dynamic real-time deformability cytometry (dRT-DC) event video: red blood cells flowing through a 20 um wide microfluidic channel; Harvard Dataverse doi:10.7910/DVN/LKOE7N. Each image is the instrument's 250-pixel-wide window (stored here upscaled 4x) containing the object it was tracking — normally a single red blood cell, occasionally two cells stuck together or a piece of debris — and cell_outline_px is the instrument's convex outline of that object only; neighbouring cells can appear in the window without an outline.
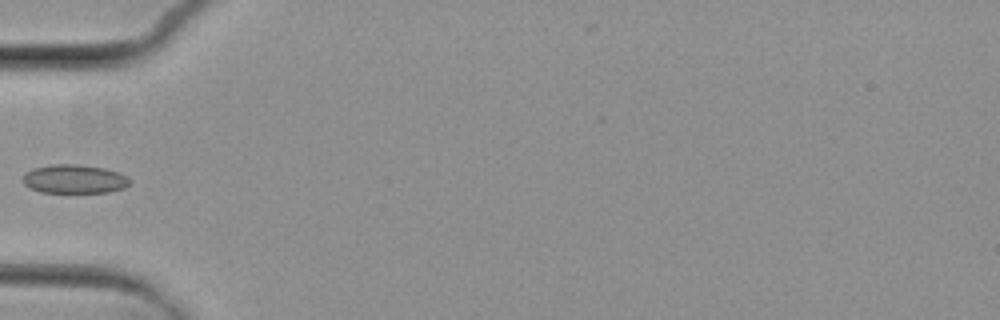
{"species": "common noctule bat (a hibernating species)", "species_latin": "Nyctalus noctula", "temperature_condition": "cold", "stored_images_in_passage": 5, "camera_frame_rate_fps": 3000, "um_per_image_px": 0.085, "animal": {"sex": "female", "body_mass_g": 29.2, "forearm_length_mm": 56.3}, "frame": {"image": 1, "passage_image": 5, "time_ms": 4.667, "image_size_px": [1000, 320], "cell_outline_px": [[132, 180], [124, 188], [108, 192], [40, 192], [28, 188], [24, 184], [24, 176], [32, 168], [52, 164], [76, 164], [104, 168], [116, 172]], "centroid_in_image_um": [6.3, 15.22], "position_along_channel_um": 78.7, "area_um2": 17.74}}